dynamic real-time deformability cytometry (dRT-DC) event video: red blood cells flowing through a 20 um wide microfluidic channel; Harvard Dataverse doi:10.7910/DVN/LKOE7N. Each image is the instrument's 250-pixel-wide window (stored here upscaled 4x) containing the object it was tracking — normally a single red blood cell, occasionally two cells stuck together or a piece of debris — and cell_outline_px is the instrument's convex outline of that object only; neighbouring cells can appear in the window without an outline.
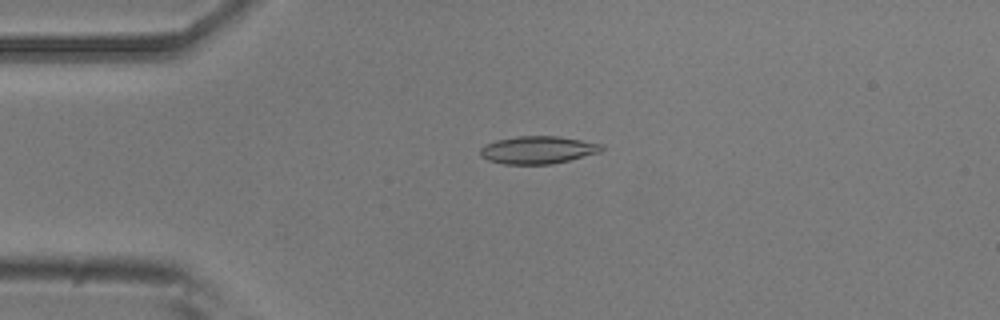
{"species": "common noctule bat (a hibernating species)", "species_latin": "Nyctalus noctula", "temperature_condition": "room temperature", "stored_images_in_passage": 52, "camera_frame_rate_fps": 3000, "um_per_image_px": 0.085, "animal": {"sex": "male", "body_mass_g": 20.5, "forearm_length_mm": 52.5}, "frame": {"image": 1, "passage_image": 12, "time_ms": 3.667, "image_size_px": [1000, 320], "cell_outline_px": [[604, 148], [600, 152], [552, 164], [504, 164], [488, 160], [480, 156], [480, 148], [496, 140], [516, 136], [556, 136], [604, 144]], "centroid_in_image_um": [45.71, 12.74], "position_along_channel_um": 39.3, "area_um2": 19.42}}
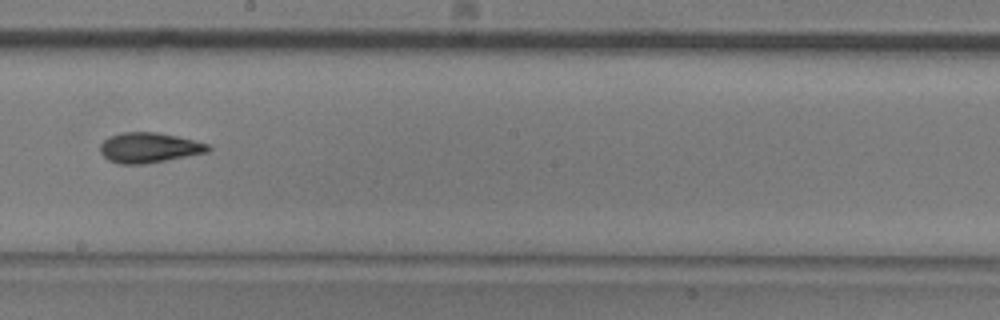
{"frame": {"image": 2, "passage_image": 29, "time_ms": 9.333, "image_size_px": [1000, 320], "cell_outline_px": [[212, 148], [208, 152], [144, 164], [120, 164], [108, 160], [100, 152], [100, 144], [108, 136], [124, 132], [156, 132], [176, 136], [208, 144]], "centroid_in_image_um": [12.64, 12.55], "position_along_channel_um": 235.6, "area_um2": 18.84}}
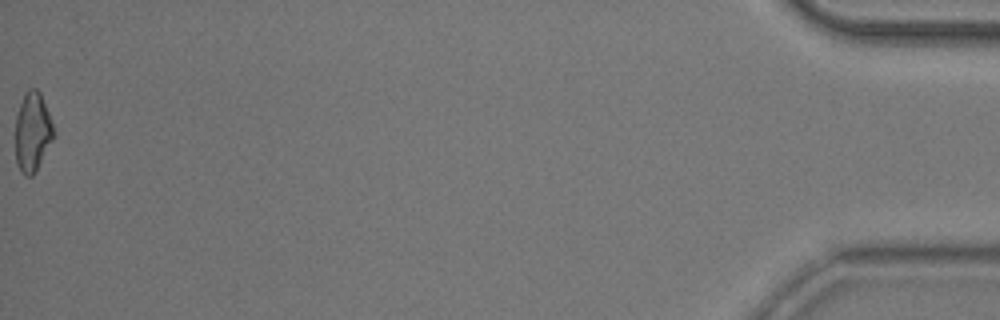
{"frame": {"image": 3, "passage_image": 52, "time_ms": 17.0, "image_size_px": [1000, 320], "cell_outline_px": [[56, 136], [36, 172], [32, 176], [24, 176], [20, 172], [16, 164], [16, 116], [24, 92], [28, 88], [36, 88], [40, 92], [56, 132]], "centroid_in_image_um": [2.78, 11.25], "position_along_channel_um": 432.4, "area_um2": 18.09}, "authors_computed_cell_mechanics": {"area_um2": 18.5249, "velocity_mm_per_s": 3.9059, "shape_relaxation_time_tau1_ms": 4.9943, "shape_relaxation_time_tau2_ms": 4.1948, "deformation_change_tau1": 0.1626, "deformation_change_tau2": 0.1301}}